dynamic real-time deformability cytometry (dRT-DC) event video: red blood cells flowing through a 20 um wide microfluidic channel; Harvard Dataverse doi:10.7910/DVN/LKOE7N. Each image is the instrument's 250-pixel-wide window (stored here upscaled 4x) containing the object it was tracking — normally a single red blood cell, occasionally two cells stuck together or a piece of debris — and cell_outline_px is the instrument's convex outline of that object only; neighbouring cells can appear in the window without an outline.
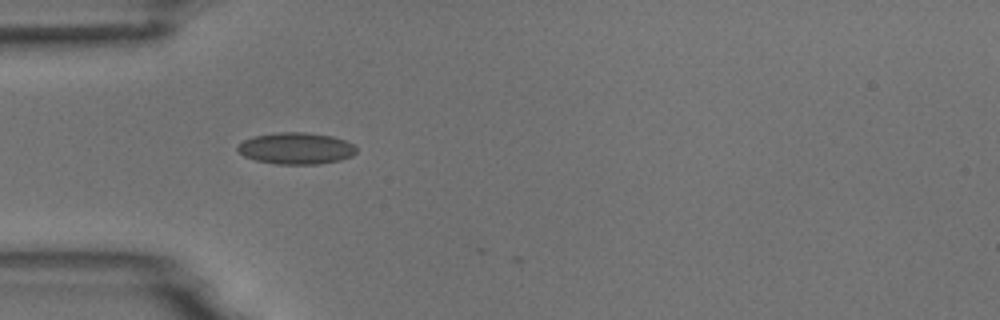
{"species": "common noctule bat (a hibernating species)", "species_latin": "Nyctalus noctula", "temperature_condition": "room temperature", "stored_images_in_passage": 3, "camera_frame_rate_fps": 3000, "um_per_image_px": 0.085, "animal": {"sex": "male", "body_mass_g": 18.8}, "frame": {"image": 1, "passage_image": 1, "time_ms": 0.0, "image_size_px": [1000, 320], "cell_outline_px": [[356, 152], [352, 156], [340, 160], [316, 164], [276, 164], [256, 160], [244, 156], [236, 148], [236, 144], [252, 136], [276, 132], [304, 132], [332, 136], [344, 140], [352, 144], [356, 148]], "centroid_in_image_um": [25.13, 12.6], "position_along_channel_um": 59.9, "area_um2": 21.91}}